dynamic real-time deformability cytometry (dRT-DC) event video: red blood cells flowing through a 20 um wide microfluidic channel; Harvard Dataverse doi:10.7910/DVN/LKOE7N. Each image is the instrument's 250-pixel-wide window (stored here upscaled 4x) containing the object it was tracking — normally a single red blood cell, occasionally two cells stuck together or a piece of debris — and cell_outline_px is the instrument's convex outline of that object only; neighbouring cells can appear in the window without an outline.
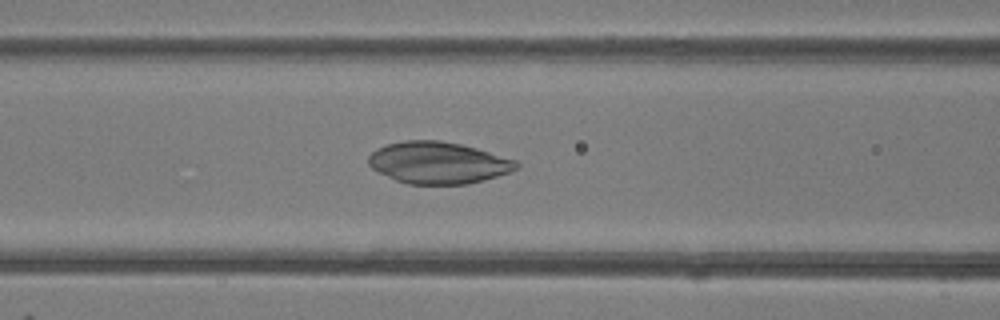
{"species": "common noctule bat (a hibernating species)", "species_latin": "Nyctalus noctula", "temperature_condition": "room temperature", "stored_images_in_passage": 48, "camera_frame_rate_fps": 3000, "um_per_image_px": 0.085, "animal": {"sex": "female"}, "frame": {"image": 1, "passage_image": 20, "time_ms": 6.333, "image_size_px": [1000, 320], "cell_outline_px": [[520, 164], [516, 168], [508, 172], [484, 180], [468, 184], [408, 184], [396, 180], [372, 168], [368, 164], [368, 156], [376, 148], [384, 144], [404, 140], [440, 140], [460, 144], [476, 148], [516, 160]], "centroid_in_image_um": [37.21, 13.82], "position_along_channel_um": 129.4, "area_um2": 35.95}}
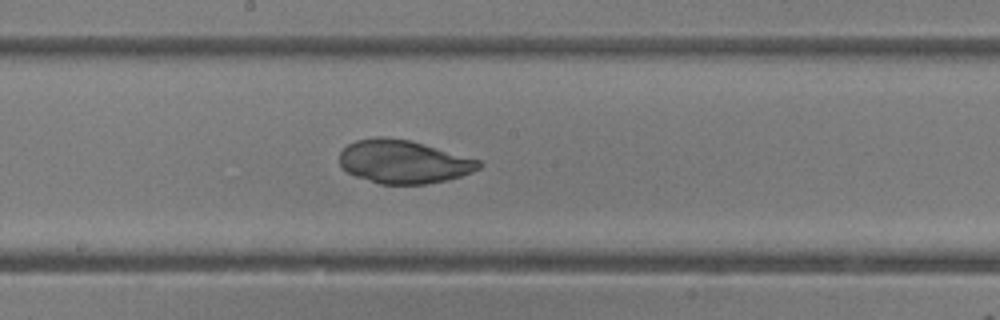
{"frame": {"image": 2, "passage_image": 26, "time_ms": 8.333, "image_size_px": [1000, 320], "cell_outline_px": [[484, 164], [480, 168], [472, 172], [448, 180], [424, 184], [380, 184], [356, 176], [348, 172], [340, 164], [340, 152], [348, 144], [356, 140], [376, 136], [384, 136], [412, 140], [480, 160]], "centroid_in_image_um": [34.32, 13.73], "position_along_channel_um": 213.9, "area_um2": 35.32}}
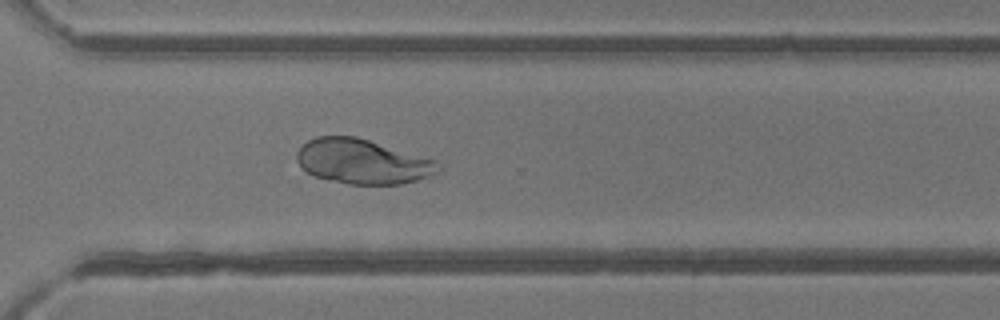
{"frame": {"image": 3, "passage_image": 35, "time_ms": 11.333, "image_size_px": [1000, 320], "cell_outline_px": [[440, 172], [416, 180], [400, 184], [348, 184], [328, 180], [312, 176], [304, 172], [296, 160], [296, 152], [308, 140], [316, 136], [356, 136], [436, 160], [440, 168]], "centroid_in_image_um": [30.76, 13.73], "position_along_channel_um": 339.8, "area_um2": 36.99}}